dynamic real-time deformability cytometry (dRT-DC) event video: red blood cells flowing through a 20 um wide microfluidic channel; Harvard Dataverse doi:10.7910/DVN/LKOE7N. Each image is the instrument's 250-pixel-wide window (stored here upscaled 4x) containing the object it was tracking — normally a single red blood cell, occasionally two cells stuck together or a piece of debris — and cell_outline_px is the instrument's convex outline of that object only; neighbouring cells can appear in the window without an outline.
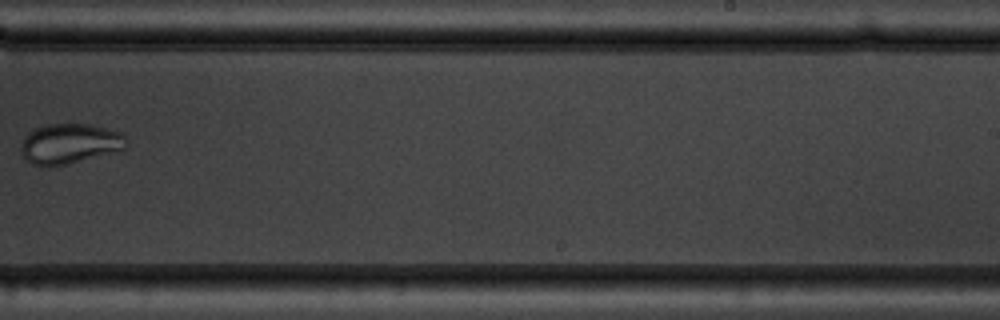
{"species": "common noctule bat (a hibernating species)", "species_latin": "Nyctalus noctula", "temperature_condition": "warm", "stored_images_in_passage": 7, "camera_frame_rate_fps": 3000, "um_per_image_px": 0.085, "animal": {"sex": "male", "body_mass_g": 19.5, "forearm_length_mm": 54.6}, "frame": {"image": 1, "passage_image": 6, "time_ms": 5.667, "image_size_px": [1000, 320], "cell_outline_px": [[124, 148], [68, 164], [48, 168], [32, 164], [20, 152], [20, 148], [24, 136], [28, 132], [36, 128], [48, 124], [88, 124], [120, 132], [124, 136]], "centroid_in_image_um": [5.82, 12.22], "position_along_channel_um": 283.2, "area_um2": 24.28}}